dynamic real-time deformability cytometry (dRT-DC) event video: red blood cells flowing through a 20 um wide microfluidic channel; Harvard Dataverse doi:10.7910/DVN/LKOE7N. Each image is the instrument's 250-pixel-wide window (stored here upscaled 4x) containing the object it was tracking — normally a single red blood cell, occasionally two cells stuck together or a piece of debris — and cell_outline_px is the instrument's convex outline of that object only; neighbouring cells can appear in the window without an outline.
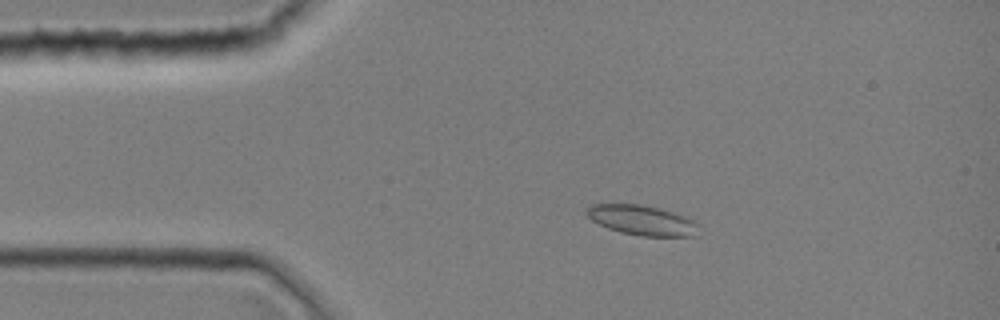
{"species": "common noctule bat (a hibernating species)", "species_latin": "Nyctalus noctula", "temperature_condition": "room temperature", "stored_images_in_passage": 11, "camera_frame_rate_fps": 3000, "um_per_image_px": 0.085, "animal": {"sex": "female", "body_mass_g": 19.0, "forearm_length_mm": 51.5}, "frame": {"image": 1, "passage_image": 8, "time_ms": 2.333, "image_size_px": [1000, 320], "cell_outline_px": [[696, 224], [692, 236], [640, 236], [620, 232], [608, 228], [592, 220], [584, 212], [588, 204], [640, 204], [660, 208], [688, 216]], "centroid_in_image_um": [54.49, 18.69], "position_along_channel_um": 30.5, "area_um2": 19.42}}